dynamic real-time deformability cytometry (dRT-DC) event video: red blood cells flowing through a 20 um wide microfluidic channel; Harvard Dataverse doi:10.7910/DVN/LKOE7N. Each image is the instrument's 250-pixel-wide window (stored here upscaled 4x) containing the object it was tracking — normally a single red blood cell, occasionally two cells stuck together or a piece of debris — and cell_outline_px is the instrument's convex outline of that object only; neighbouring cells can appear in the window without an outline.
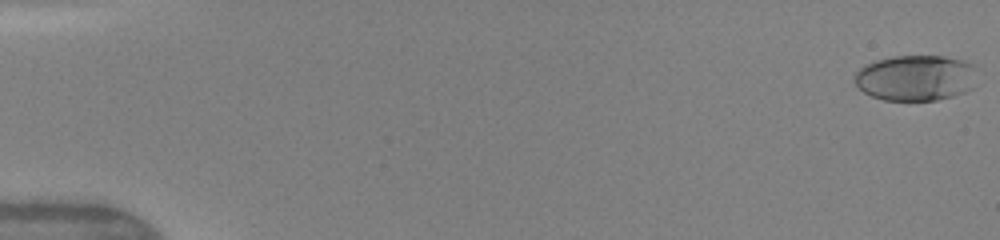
{"species": "human", "species_latin": "Homo sapiens", "temperature_condition": "warm", "stored_images_in_passage": 46, "camera_frame_rate_fps": 3000, "um_per_image_px": 0.085, "donor": {"sex": "female"}, "frame": {"image": 1, "passage_image": 1, "time_ms": 0.0, "image_size_px": [1000, 240], "cell_outline_px": [[972, 88], [964, 92], [952, 96], [936, 100], [884, 100], [872, 96], [864, 92], [852, 80], [856, 72], [864, 64], [876, 60], [892, 56], [944, 56], [960, 60], [972, 64]], "centroid_in_image_um": [77.74, 6.62], "position_along_channel_um": 7.3, "area_um2": 32.31}}
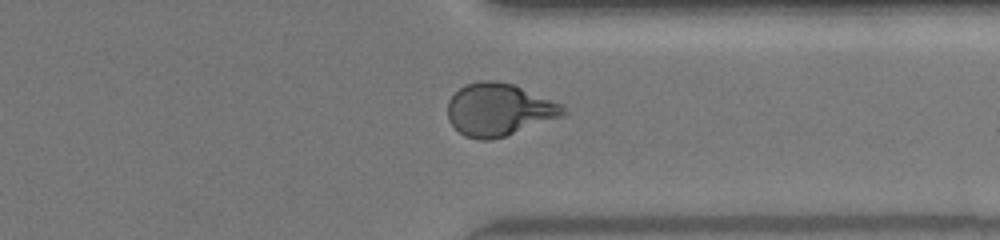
{"frame": {"image": 2, "passage_image": 39, "time_ms": 12.667, "image_size_px": [1000, 240], "cell_outline_px": [[568, 112], [564, 116], [504, 136], [488, 140], [480, 140], [464, 136], [448, 120], [448, 100], [464, 84], [480, 80], [492, 80], [512, 84], [564, 104]], "centroid_in_image_um": [42.43, 9.31], "position_along_channel_um": 369.0, "area_um2": 35.37}}
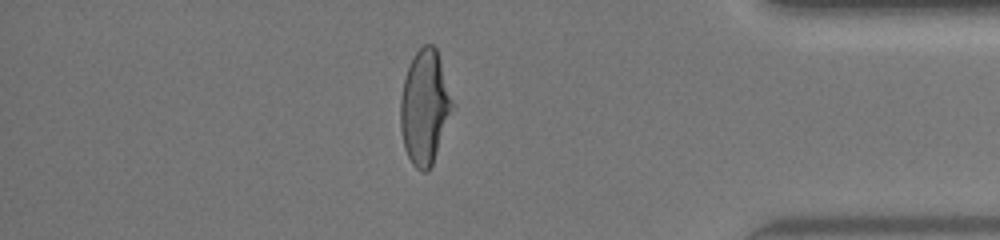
{"frame": {"image": 3, "passage_image": 43, "time_ms": 14.0, "image_size_px": [1000, 240], "cell_outline_px": [[456, 104], [432, 164], [428, 172], [420, 172], [412, 164], [404, 148], [400, 128], [400, 100], [404, 80], [412, 56], [424, 44], [432, 44], [436, 48]], "centroid_in_image_um": [36.12, 9.12], "position_along_channel_um": 399.1, "area_um2": 35.03}}